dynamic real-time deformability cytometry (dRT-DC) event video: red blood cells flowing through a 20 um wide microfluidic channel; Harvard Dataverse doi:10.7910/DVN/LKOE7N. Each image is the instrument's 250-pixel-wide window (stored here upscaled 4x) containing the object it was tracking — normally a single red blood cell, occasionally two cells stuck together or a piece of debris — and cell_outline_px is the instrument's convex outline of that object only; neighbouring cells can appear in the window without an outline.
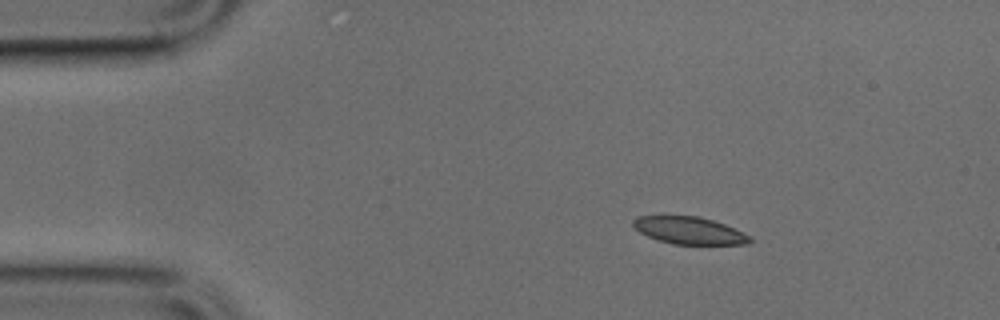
{"species": "common noctule bat (a hibernating species)", "species_latin": "Nyctalus noctula", "temperature_condition": "cold", "stored_images_in_passage": 42, "camera_frame_rate_fps": 3000, "um_per_image_px": 0.085, "animal": {"sex": "male", "body_mass_g": 17.9, "forearm_length_mm": 54.2}, "frame": {"image": 1, "passage_image": 1, "time_ms": 0.0, "image_size_px": [1000, 320], "cell_outline_px": [[752, 240], [748, 244], [672, 244], [648, 236], [640, 232], [632, 224], [632, 220], [636, 216], [700, 216], [724, 224], [752, 236]], "centroid_in_image_um": [58.6, 19.59], "position_along_channel_um": 26.4, "area_um2": 18.44}}
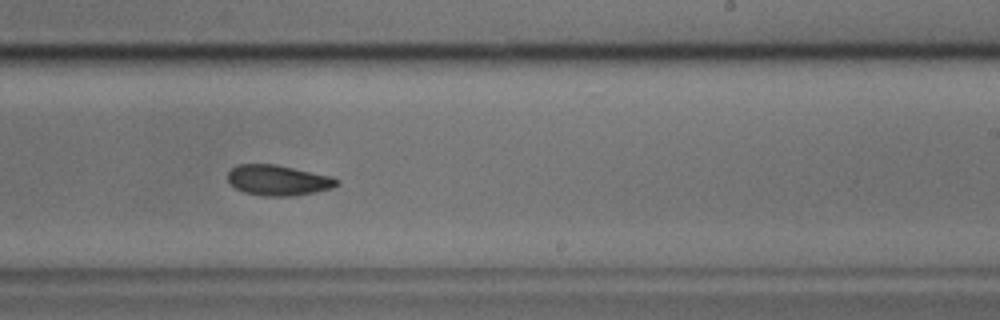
{"frame": {"image": 2, "passage_image": 23, "time_ms": 7.333, "image_size_px": [1000, 320], "cell_outline_px": [[340, 184], [332, 188], [292, 196], [264, 196], [244, 192], [236, 188], [228, 180], [228, 172], [236, 164], [276, 164], [332, 176], [340, 180]], "centroid_in_image_um": [23.66, 15.31], "position_along_channel_um": 265.3, "area_um2": 19.36}}
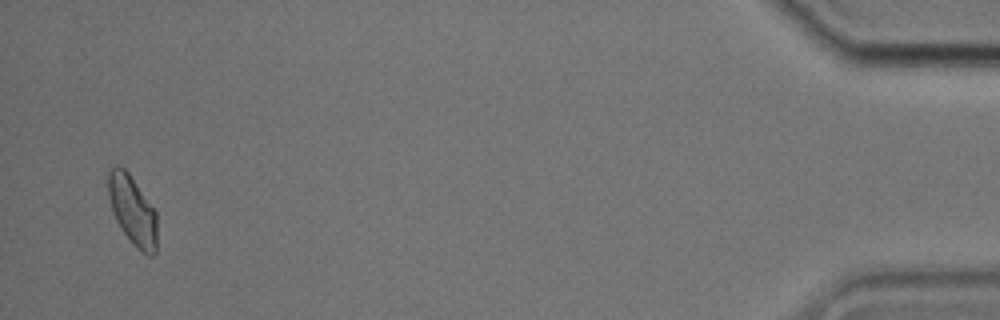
{"frame": {"image": 3, "passage_image": 41, "time_ms": 13.333, "image_size_px": [1000, 320], "cell_outline_px": [[156, 252], [152, 256], [148, 256], [140, 252], [136, 248], [120, 228], [112, 212], [108, 196], [108, 172], [116, 164], [124, 168], [128, 172], [156, 208]], "centroid_in_image_um": [11.27, 17.88], "position_along_channel_um": 423.9, "area_um2": 20.11}}